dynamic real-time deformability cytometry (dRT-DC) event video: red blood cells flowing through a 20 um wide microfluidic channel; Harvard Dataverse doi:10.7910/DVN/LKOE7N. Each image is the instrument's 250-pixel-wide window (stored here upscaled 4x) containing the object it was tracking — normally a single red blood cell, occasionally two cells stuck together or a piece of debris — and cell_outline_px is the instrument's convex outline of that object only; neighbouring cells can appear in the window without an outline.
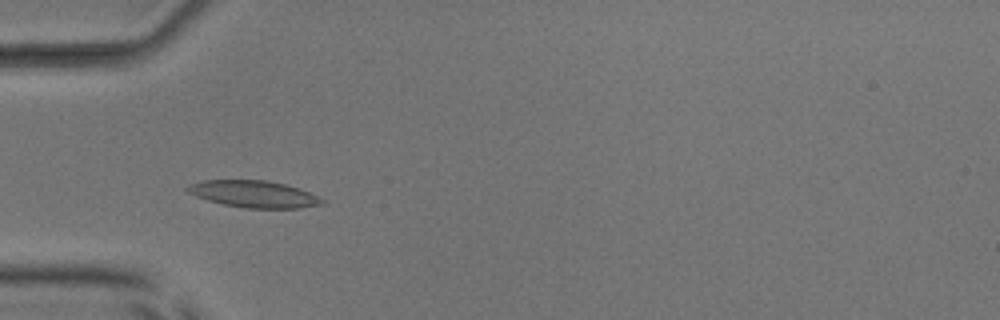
{"species": "common noctule bat (a hibernating species)", "species_latin": "Nyctalus noctula", "temperature_condition": "room temperature", "stored_images_in_passage": 51, "camera_frame_rate_fps": 3000, "um_per_image_px": 0.085, "animal": {"sex": "male", "body_mass_g": 17.9, "forearm_length_mm": 54.2}, "frame": {"image": 1, "passage_image": 16, "time_ms": 5.0, "image_size_px": [1000, 320], "cell_outline_px": [[324, 204], [300, 208], [244, 208], [224, 204], [208, 200], [196, 196], [188, 192], [184, 188], [188, 184], [204, 180], [268, 180], [300, 188], [324, 200]], "centroid_in_image_um": [21.56, 16.49], "position_along_channel_um": 63.4, "area_um2": 21.04}}
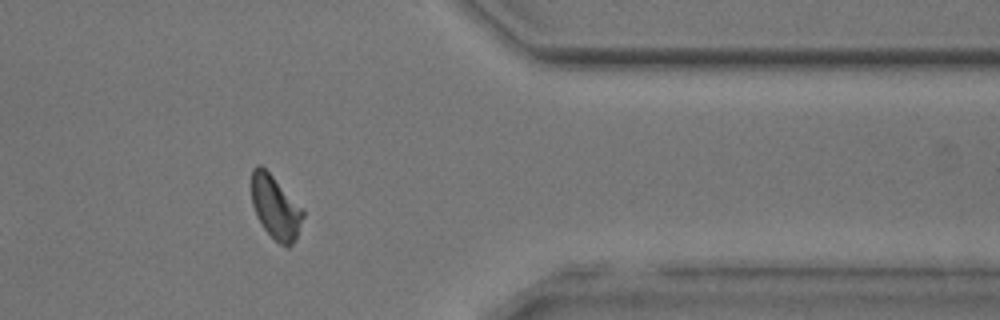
{"frame": {"image": 2, "passage_image": 42, "time_ms": 13.667, "image_size_px": [1000, 320], "cell_outline_px": [[304, 216], [296, 240], [288, 248], [280, 244], [264, 228], [256, 216], [252, 204], [252, 168], [256, 164], [260, 164], [304, 208]], "centroid_in_image_um": [23.44, 17.63], "position_along_channel_um": 388.0, "area_um2": 19.02}}
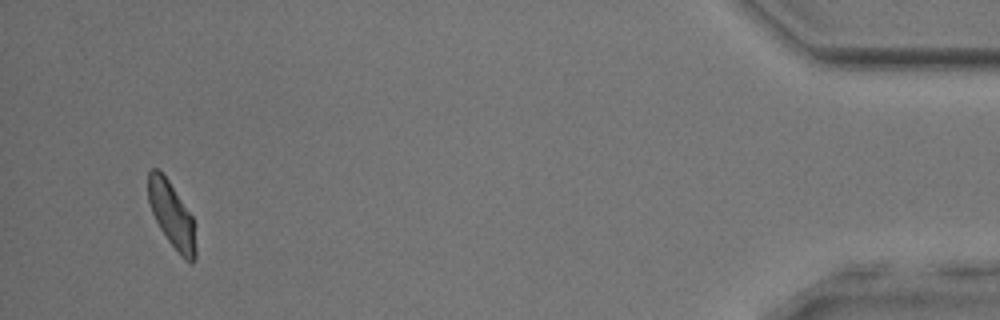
{"frame": {"image": 3, "passage_image": 49, "time_ms": 16.0, "image_size_px": [1000, 320], "cell_outline_px": [[196, 256], [192, 264], [168, 240], [160, 228], [152, 212], [148, 200], [148, 172], [152, 168], [156, 168], [168, 180], [192, 216], [196, 248]], "centroid_in_image_um": [14.58, 18.23], "position_along_channel_um": 420.6, "area_um2": 17.51}, "authors_computed_cell_mechanics": {"area_um2": 19.4786, "velocity_mm_per_s": 3.9511, "shape_relaxation_time_tau1_ms": 3.7386, "shape_relaxation_time_tau2_ms": 2.1992, "deformation_change_tau1": 0.1137, "deformation_change_tau2": 0.0719}}